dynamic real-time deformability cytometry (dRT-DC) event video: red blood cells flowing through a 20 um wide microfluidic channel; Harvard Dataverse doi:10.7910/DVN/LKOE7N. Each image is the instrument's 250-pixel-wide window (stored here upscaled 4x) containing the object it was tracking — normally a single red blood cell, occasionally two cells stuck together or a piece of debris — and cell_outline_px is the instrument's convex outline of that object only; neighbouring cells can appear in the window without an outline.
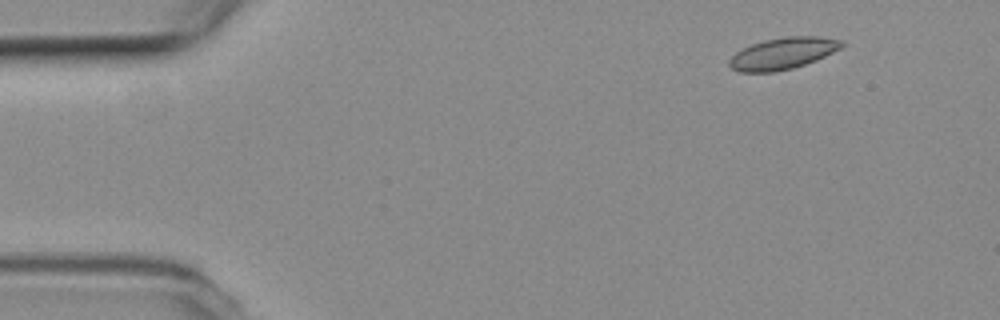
{"species": "common noctule bat (a hibernating species)", "species_latin": "Nyctalus noctula", "temperature_condition": "room temperature", "stored_images_in_passage": 12, "camera_frame_rate_fps": 3000, "um_per_image_px": 0.085, "animal": {"sex": "female", "body_mass_g": 19.3, "forearm_length_mm": 54.1}, "frame": {"image": 1, "passage_image": 1, "time_ms": 0.0, "image_size_px": [1000, 320], "cell_outline_px": [[844, 44], [840, 48], [816, 60], [792, 68], [776, 72], [740, 72], [732, 68], [728, 64], [728, 60], [736, 52], [752, 44], [764, 40], [788, 36], [816, 36], [840, 40]], "centroid_in_image_um": [66.51, 4.55], "position_along_channel_um": 18.5, "area_um2": 20.46}}
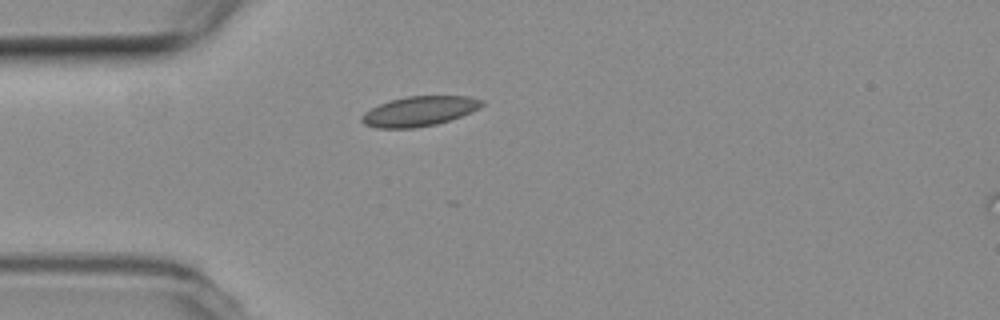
{"frame": {"image": 2, "passage_image": 10, "time_ms": 3.0, "image_size_px": [1000, 320], "cell_outline_px": [[484, 104], [480, 108], [460, 116], [436, 124], [412, 128], [376, 128], [364, 124], [360, 120], [360, 116], [364, 112], [380, 104], [392, 100], [408, 96], [468, 96], [484, 100]], "centroid_in_image_um": [35.63, 9.45], "position_along_channel_um": 49.4, "area_um2": 20.75}}